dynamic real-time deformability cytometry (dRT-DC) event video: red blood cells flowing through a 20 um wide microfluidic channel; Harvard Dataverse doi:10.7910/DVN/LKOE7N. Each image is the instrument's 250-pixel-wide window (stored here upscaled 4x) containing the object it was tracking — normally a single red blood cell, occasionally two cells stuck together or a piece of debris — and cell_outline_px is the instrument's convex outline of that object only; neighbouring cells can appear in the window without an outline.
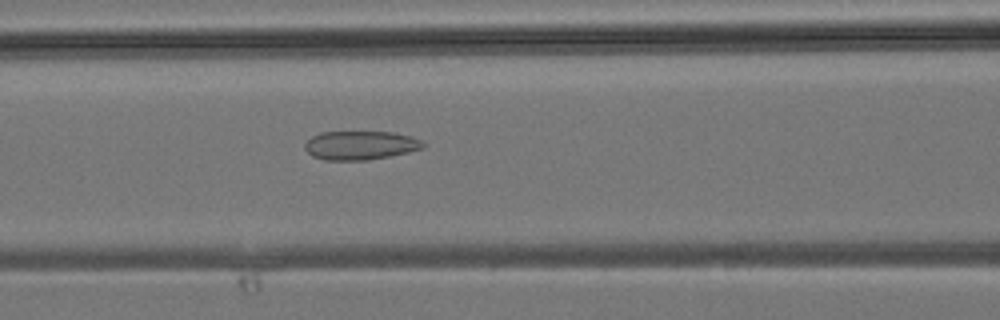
{"species": "common noctule bat (a hibernating species)", "species_latin": "Nyctalus noctula", "temperature_condition": "room temperature", "stored_images_in_passage": 27, "camera_frame_rate_fps": 3000, "um_per_image_px": 0.085, "animal": {"sex": "male", "body_mass_g": 19.2, "forearm_length_mm": 51.8}, "frame": {"image": 1, "passage_image": 5, "time_ms": 1.333, "image_size_px": [1000, 320], "cell_outline_px": [[428, 144], [424, 148], [408, 152], [368, 160], [324, 160], [312, 156], [304, 148], [304, 144], [312, 136], [320, 132], [392, 132], [412, 136]], "centroid_in_image_um": [30.64, 12.35], "position_along_channel_um": 136.0, "area_um2": 19.94}}
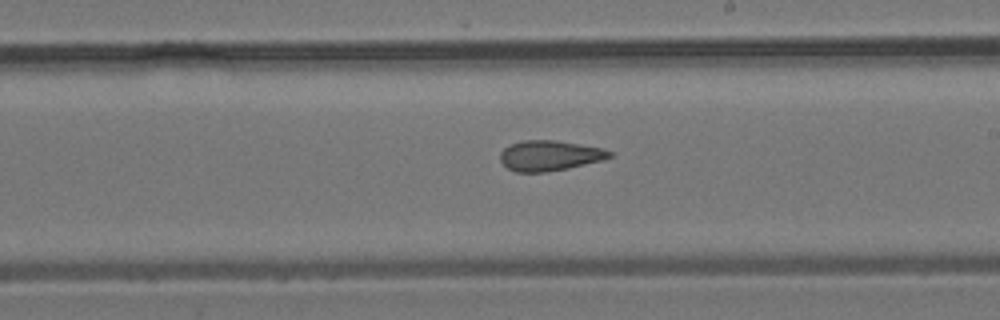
{"frame": {"image": 2, "passage_image": 11, "time_ms": 3.333, "image_size_px": [1000, 320], "cell_outline_px": [[612, 156], [604, 160], [568, 168], [544, 172], [516, 172], [508, 168], [500, 160], [500, 152], [504, 148], [512, 144], [524, 140], [556, 140], [604, 148], [612, 152]], "centroid_in_image_um": [46.74, 13.22], "position_along_channel_um": 242.3, "area_um2": 19.31}}
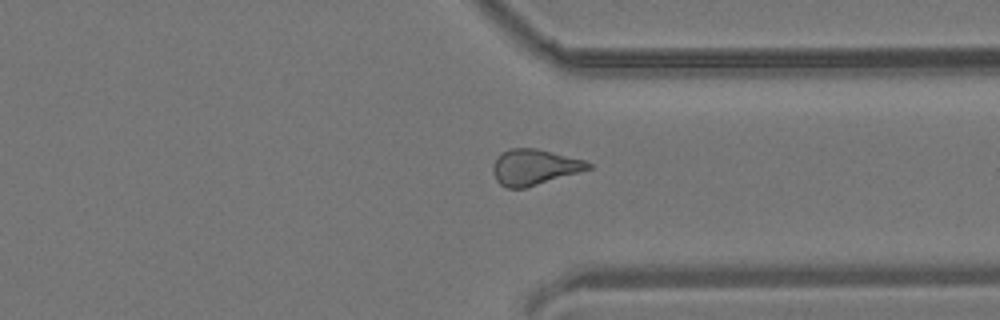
{"frame": {"image": 3, "passage_image": 18, "time_ms": 5.667, "image_size_px": [1000, 320], "cell_outline_px": [[592, 168], [524, 188], [508, 188], [500, 184], [496, 180], [492, 172], [492, 164], [508, 148], [536, 148], [584, 160], [592, 164]], "centroid_in_image_um": [45.39, 14.2], "position_along_channel_um": 366.0, "area_um2": 19.54}}